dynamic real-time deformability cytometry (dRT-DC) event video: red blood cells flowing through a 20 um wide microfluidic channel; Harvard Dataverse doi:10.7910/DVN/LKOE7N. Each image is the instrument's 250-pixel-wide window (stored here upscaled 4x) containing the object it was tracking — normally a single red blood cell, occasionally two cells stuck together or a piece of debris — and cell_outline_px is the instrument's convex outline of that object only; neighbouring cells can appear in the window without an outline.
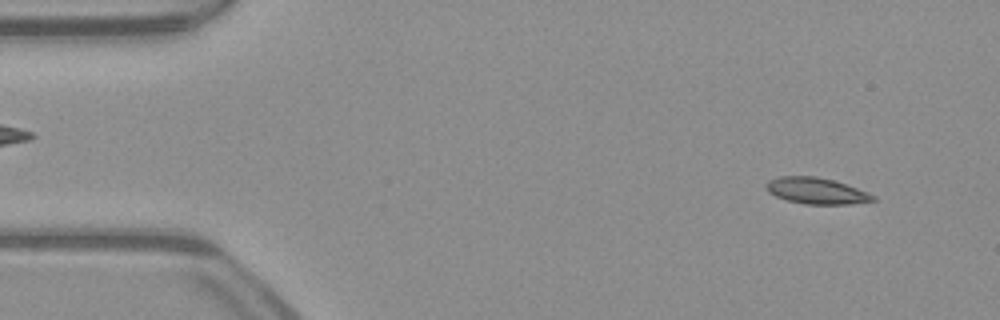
{"species": "common noctule bat (a hibernating species)", "species_latin": "Nyctalus noctula", "temperature_condition": "warm", "stored_images_in_passage": 52, "camera_frame_rate_fps": 3000, "um_per_image_px": 0.085, "animal": {"sex": "male", "body_mass_g": 23.1, "forearm_length_mm": 52.7}, "frame": {"image": 1, "passage_image": 5, "time_ms": 1.333, "image_size_px": [1000, 320], "cell_outline_px": [[876, 200], [848, 204], [804, 204], [788, 200], [776, 196], [768, 192], [764, 188], [768, 180], [780, 176], [816, 176], [832, 180], [868, 192], [876, 196]], "centroid_in_image_um": [69.36, 16.22], "position_along_channel_um": 15.6, "area_um2": 16.24}}
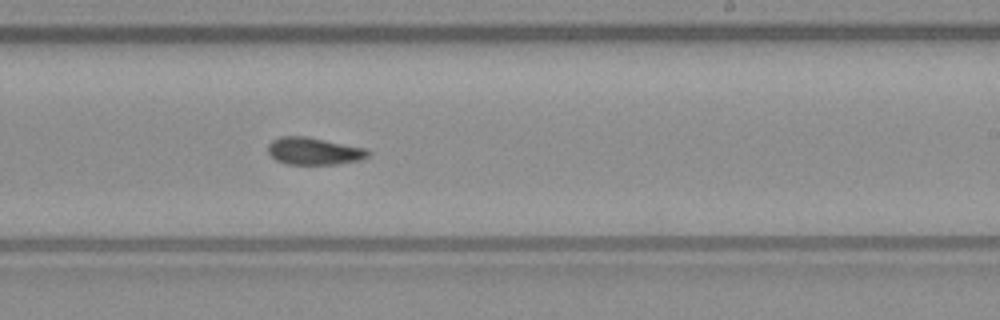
{"frame": {"image": 2, "passage_image": 31, "time_ms": 10.0, "image_size_px": [1000, 320], "cell_outline_px": [[368, 156], [360, 160], [336, 164], [284, 164], [276, 160], [268, 152], [268, 144], [272, 140], [280, 136], [308, 136], [364, 148], [368, 152]], "centroid_in_image_um": [26.63, 12.84], "position_along_channel_um": 262.4, "area_um2": 15.84}}
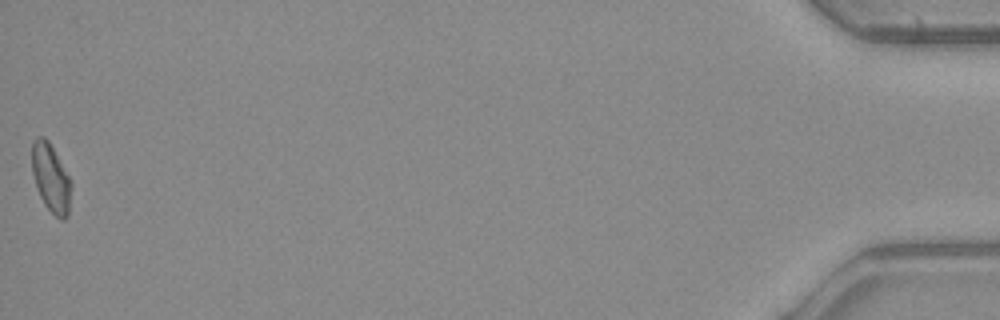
{"frame": {"image": 3, "passage_image": 52, "time_ms": 17.0, "image_size_px": [1000, 320], "cell_outline_px": [[72, 184], [68, 216], [64, 220], [60, 220], [44, 204], [36, 188], [32, 172], [32, 140], [36, 136], [44, 136], [48, 140], [72, 180]], "centroid_in_image_um": [4.33, 15.12], "position_along_channel_um": 430.9, "area_um2": 15.9}, "authors_computed_cell_mechanics": {"area_um2": 15.9528, "velocity_mm_per_s": 3.9758, "shape_relaxation_time_tau1_ms": null, "shape_relaxation_time_tau2_ms": 5.7831, "deformation_change_tau1": null, "deformation_change_tau2": 0.0935}}